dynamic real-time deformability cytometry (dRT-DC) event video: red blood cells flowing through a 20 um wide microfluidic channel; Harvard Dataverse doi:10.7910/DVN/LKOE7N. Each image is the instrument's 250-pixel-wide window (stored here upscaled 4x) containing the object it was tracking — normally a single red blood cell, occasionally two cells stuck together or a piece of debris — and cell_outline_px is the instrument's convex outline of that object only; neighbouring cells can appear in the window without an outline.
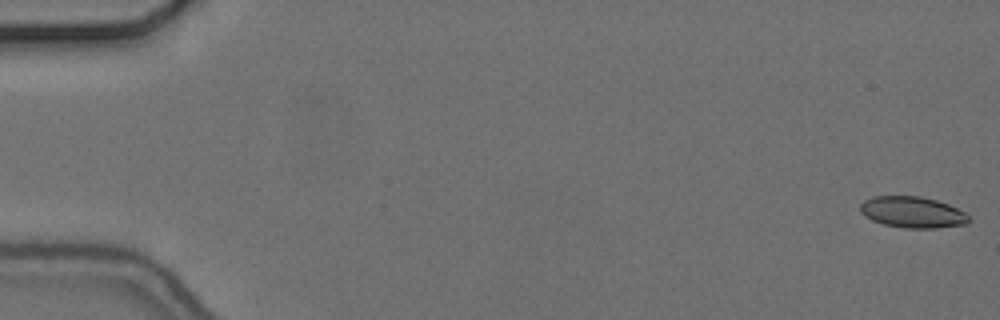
{"species": "common noctule bat (a hibernating species)", "species_latin": "Nyctalus noctula", "temperature_condition": "cold", "stored_images_in_passage": 15, "camera_frame_rate_fps": 3000, "um_per_image_px": 0.085, "animal": {"sex": "female", "body_mass_g": 24.6, "forearm_length_mm": 56.2}, "frame": {"image": 1, "passage_image": 1, "time_ms": 0.0, "image_size_px": [1000, 320], "cell_outline_px": [[972, 220], [968, 224], [936, 228], [904, 228], [884, 224], [872, 220], [864, 216], [860, 212], [860, 204], [864, 200], [872, 196], [920, 196], [936, 200], [948, 204], [964, 212]], "centroid_in_image_um": [77.56, 18.04], "position_along_channel_um": 7.4, "area_um2": 19.88}}